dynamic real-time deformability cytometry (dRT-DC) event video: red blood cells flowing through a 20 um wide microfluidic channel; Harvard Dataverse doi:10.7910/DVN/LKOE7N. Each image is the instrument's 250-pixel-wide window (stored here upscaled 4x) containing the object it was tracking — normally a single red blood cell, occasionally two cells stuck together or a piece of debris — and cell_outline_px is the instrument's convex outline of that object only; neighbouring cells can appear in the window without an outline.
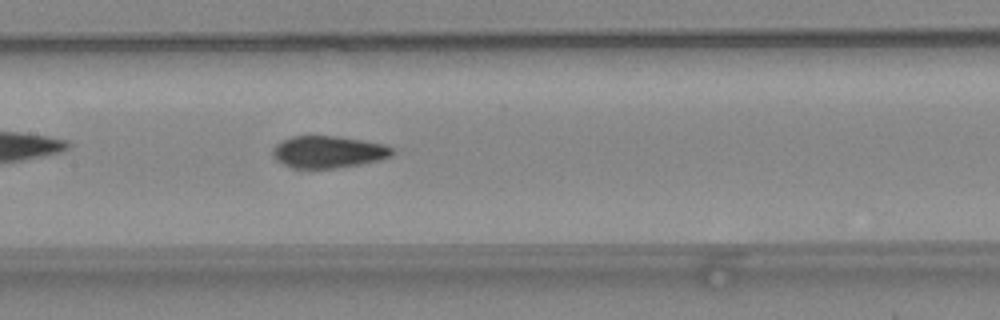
{"species": "common noctule bat (a hibernating species)", "species_latin": "Nyctalus noctula", "temperature_condition": "warm", "stored_images_in_passage": 52, "camera_frame_rate_fps": 3000, "um_per_image_px": 0.085, "animal": {"sex": "female", "body_mass_g": 24.6, "forearm_length_mm": 56.2}, "frame": {"image": 1, "passage_image": 25, "time_ms": 8.0, "image_size_px": [1000, 320], "cell_outline_px": [[396, 152], [392, 156], [380, 160], [360, 164], [336, 168], [292, 168], [276, 160], [272, 156], [272, 148], [280, 140], [292, 136], [340, 136], [384, 144], [392, 148]], "centroid_in_image_um": [27.9, 12.91], "position_along_channel_um": 179.5, "area_um2": 22.54}}
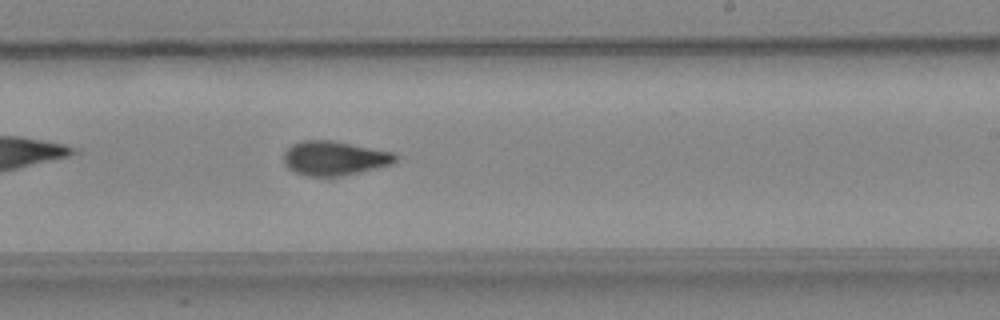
{"frame": {"image": 2, "passage_image": 31, "time_ms": 10.0, "image_size_px": [1000, 320], "cell_outline_px": [[400, 156], [392, 164], [344, 176], [304, 176], [288, 168], [284, 164], [284, 152], [292, 144], [304, 140], [332, 140], [392, 152]], "centroid_in_image_um": [28.42, 13.45], "position_along_channel_um": 260.6, "area_um2": 22.37}}
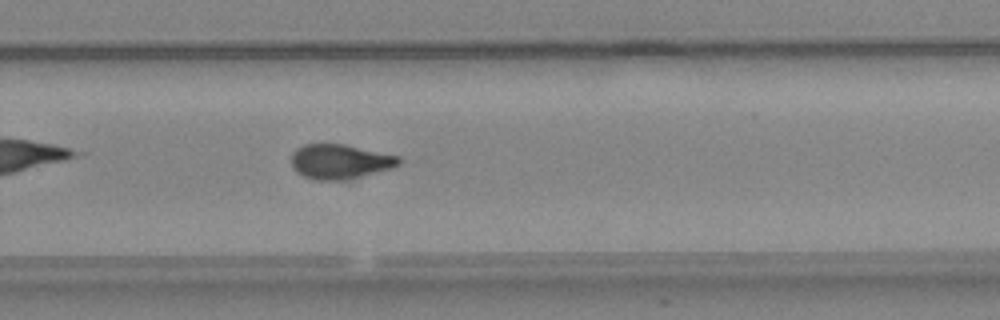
{"frame": {"image": 3, "passage_image": 34, "time_ms": 11.0, "image_size_px": [1000, 320], "cell_outline_px": [[404, 160], [400, 164], [392, 168], [348, 180], [316, 180], [304, 176], [296, 172], [292, 168], [292, 152], [296, 148], [304, 144], [344, 144], [400, 156]], "centroid_in_image_um": [28.92, 13.73], "position_along_channel_um": 300.9, "area_um2": 21.96}, "authors_computed_cell_mechanics": {"area_um2": 21.9062, "velocity_mm_per_s": 4.0647, "shape_relaxation_time_tau1_ms": 9.8917, "shape_relaxation_time_tau2_ms": null, "deformation_change_tau1": 0.2564, "deformation_change_tau2": null}}